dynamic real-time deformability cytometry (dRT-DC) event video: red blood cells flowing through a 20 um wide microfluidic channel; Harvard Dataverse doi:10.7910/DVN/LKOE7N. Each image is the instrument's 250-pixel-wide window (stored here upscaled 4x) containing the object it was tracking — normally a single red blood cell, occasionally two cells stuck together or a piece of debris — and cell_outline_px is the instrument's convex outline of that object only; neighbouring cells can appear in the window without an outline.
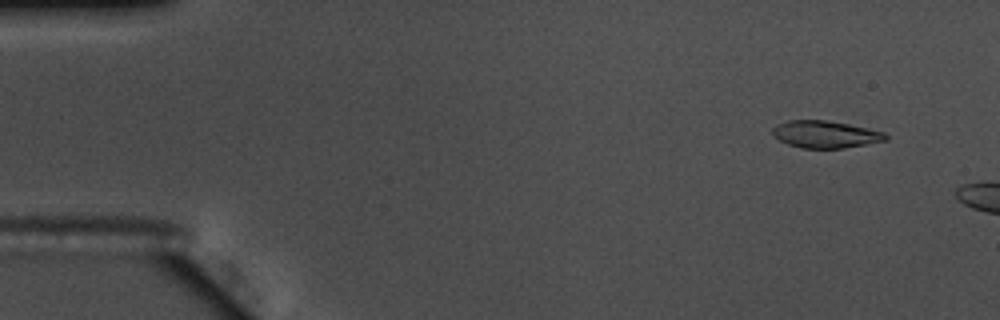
{"species": "common noctule bat (a hibernating species)", "species_latin": "Nyctalus noctula", "temperature_condition": "warm", "stored_images_in_passage": 10, "camera_frame_rate_fps": 3000, "um_per_image_px": 0.085, "animal": {"sex": "male", "body_mass_g": 17.5, "forearm_length_mm": 52.3}, "frame": {"image": 1, "passage_image": 5, "time_ms": 1.333, "image_size_px": [1000, 320], "cell_outline_px": [[888, 140], [840, 148], [800, 148], [788, 144], [772, 136], [772, 128], [776, 124], [788, 120], [824, 120], [848, 124], [868, 128], [884, 132], [888, 136]], "centroid_in_image_um": [70.12, 11.41], "position_along_channel_um": 14.9, "area_um2": 17.86}}